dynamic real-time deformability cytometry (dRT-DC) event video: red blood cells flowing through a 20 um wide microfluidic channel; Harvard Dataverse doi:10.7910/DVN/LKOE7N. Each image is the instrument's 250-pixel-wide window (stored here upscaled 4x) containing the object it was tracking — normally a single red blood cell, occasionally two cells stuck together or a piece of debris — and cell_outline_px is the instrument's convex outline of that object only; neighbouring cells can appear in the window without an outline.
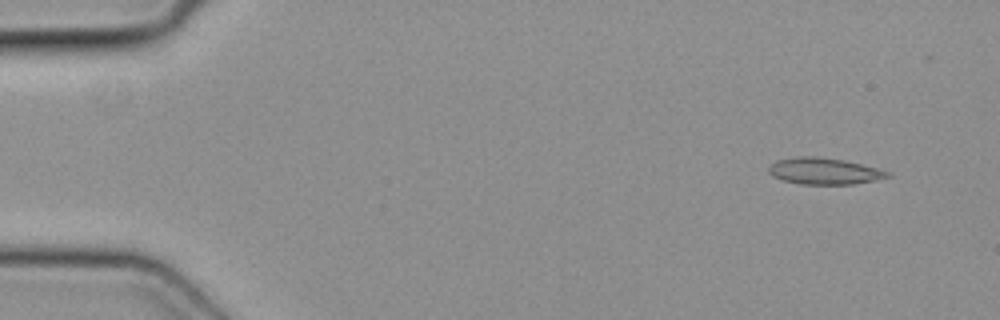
{"species": "common noctule bat (a hibernating species)", "species_latin": "Nyctalus noctula", "temperature_condition": "cold", "stored_images_in_passage": 49, "camera_frame_rate_fps": 3000, "um_per_image_px": 0.085, "animal": {"sex": "female", "body_mass_g": 19.3, "forearm_length_mm": 54.1}, "frame": {"image": 1, "passage_image": 3, "time_ms": 0.667, "image_size_px": [1000, 320], "cell_outline_px": [[892, 176], [852, 184], [800, 184], [784, 180], [772, 176], [768, 172], [768, 168], [776, 160], [796, 156], [816, 156], [844, 160], [892, 172]], "centroid_in_image_um": [70.03, 14.53], "position_along_channel_um": 15.0, "area_um2": 18.26}}
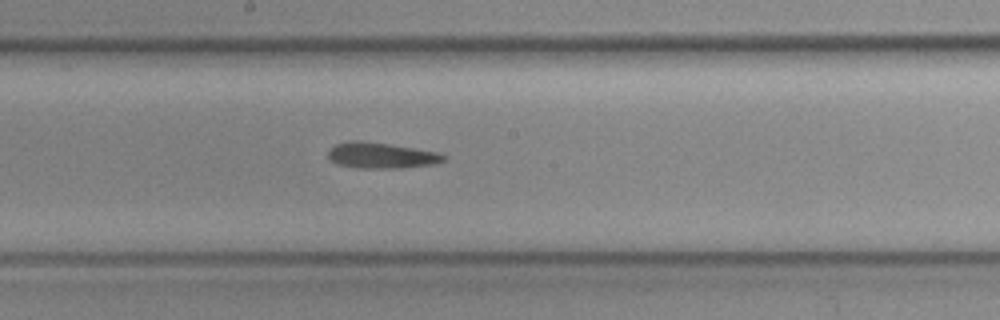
{"frame": {"image": 2, "passage_image": 26, "time_ms": 8.333, "image_size_px": [1000, 320], "cell_outline_px": [[448, 156], [444, 160], [436, 164], [400, 168], [356, 168], [336, 164], [328, 156], [328, 148], [336, 144], [348, 140], [360, 140], [388, 144], [436, 152]], "centroid_in_image_um": [32.36, 13.21], "position_along_channel_um": 215.8, "area_um2": 17.46}}
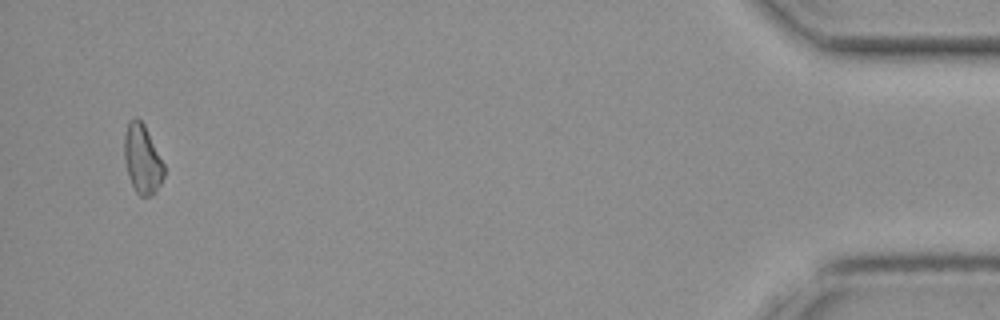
{"frame": {"image": 3, "passage_image": 47, "time_ms": 15.333, "image_size_px": [1000, 320], "cell_outline_px": [[164, 176], [156, 192], [152, 196], [140, 196], [136, 192], [128, 176], [124, 160], [124, 136], [128, 120], [136, 116], [144, 124], [164, 164]], "centroid_in_image_um": [12.08, 13.52], "position_along_channel_um": 423.1, "area_um2": 16.07}}